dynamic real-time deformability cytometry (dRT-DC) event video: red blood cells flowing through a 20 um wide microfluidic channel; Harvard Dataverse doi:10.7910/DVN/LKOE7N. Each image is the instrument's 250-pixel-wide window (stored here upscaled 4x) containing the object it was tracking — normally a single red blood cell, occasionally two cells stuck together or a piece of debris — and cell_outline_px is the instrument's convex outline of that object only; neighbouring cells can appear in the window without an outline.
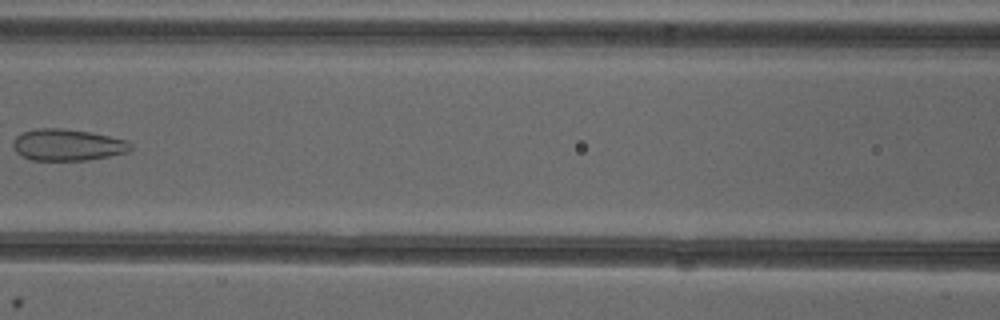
{"species": "common noctule bat (a hibernating species)", "species_latin": "Nyctalus noctula", "temperature_condition": "cold", "stored_images_in_passage": 7, "camera_frame_rate_fps": 3000, "um_per_image_px": 0.085, "animal": {"sex": "female"}, "frame": {"image": 1, "passage_image": 6, "time_ms": 7.0, "image_size_px": [1000, 320], "cell_outline_px": [[132, 148], [128, 152], [88, 160], [32, 160], [20, 156], [16, 152], [12, 144], [12, 140], [16, 136], [24, 132], [36, 128], [64, 128], [88, 132], [128, 140], [132, 144]], "centroid_in_image_um": [5.72, 12.31], "position_along_channel_um": 160.9, "area_um2": 21.73}}
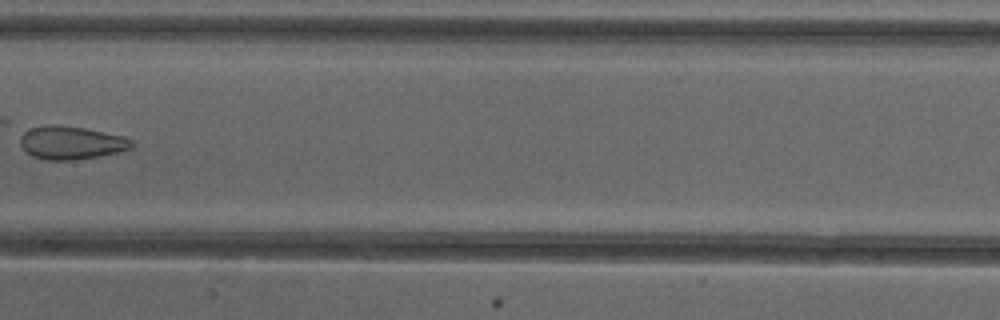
{"frame": {"image": 2, "passage_image": 7, "time_ms": 8.0, "image_size_px": [1000, 320], "cell_outline_px": [[136, 144], [132, 148], [120, 152], [100, 156], [68, 160], [48, 160], [32, 156], [20, 144], [20, 136], [24, 132], [32, 128], [48, 124], [52, 124], [84, 128], [124, 136], [132, 140]], "centroid_in_image_um": [6.09, 12.13], "position_along_channel_um": 201.3, "area_um2": 21.5}}